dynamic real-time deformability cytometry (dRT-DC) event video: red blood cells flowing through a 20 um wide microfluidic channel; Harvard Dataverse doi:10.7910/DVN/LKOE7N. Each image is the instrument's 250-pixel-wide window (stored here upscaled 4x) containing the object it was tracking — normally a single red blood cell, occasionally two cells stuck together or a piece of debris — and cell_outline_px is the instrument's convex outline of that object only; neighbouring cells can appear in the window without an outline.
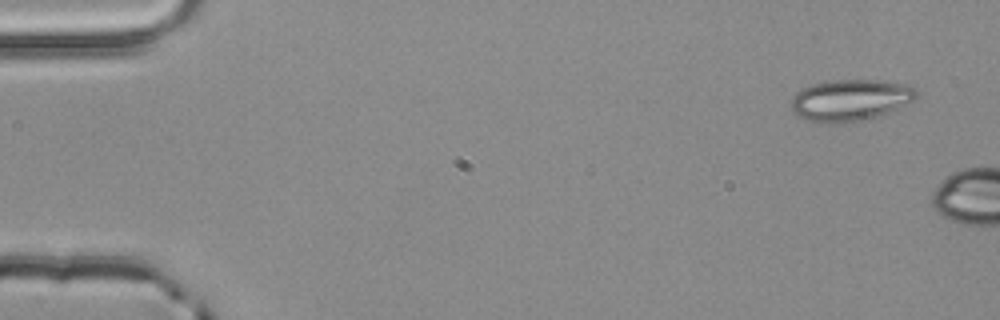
{"species": "common noctule bat (a hibernating species)", "species_latin": "Nyctalus noctula", "temperature_condition": "room temperature", "stored_images_in_passage": 4, "camera_frame_rate_fps": 3000, "um_per_image_px": 0.085, "animal": {"sex": "male", "body_mass_g": 20.4}, "frame": {"image": 1, "passage_image": 1, "time_ms": 0.0, "image_size_px": [1000, 320], "cell_outline_px": [[916, 100], [888, 112], [876, 116], [860, 120], [832, 124], [808, 120], [796, 116], [792, 112], [788, 104], [792, 96], [796, 92], [812, 84], [832, 80], [880, 80], [908, 84], [916, 88]], "centroid_in_image_um": [72.24, 8.5], "position_along_channel_um": 12.8, "area_um2": 30.52}}